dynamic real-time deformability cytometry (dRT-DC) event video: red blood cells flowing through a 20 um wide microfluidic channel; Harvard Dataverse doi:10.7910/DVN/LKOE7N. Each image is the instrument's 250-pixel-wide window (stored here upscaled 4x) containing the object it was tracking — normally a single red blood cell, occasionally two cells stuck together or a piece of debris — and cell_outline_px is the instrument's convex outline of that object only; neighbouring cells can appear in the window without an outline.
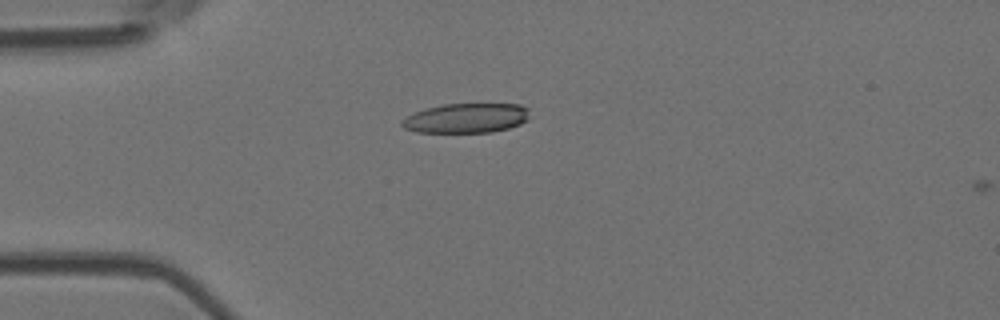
{"species": "Egyptian fruit bat (a non-hibernating species)", "species_latin": "Rousettus aegyptiacus", "temperature_condition": "room temperature", "stored_images_in_passage": 2, "camera_frame_rate_fps": 3000, "um_per_image_px": 0.085, "animal": {"sex": "female"}, "frame": {"image": 1, "passage_image": 2, "time_ms": 1.333, "image_size_px": [1000, 320], "cell_outline_px": [[528, 120], [520, 124], [508, 128], [492, 132], [416, 132], [404, 128], [400, 124], [400, 120], [416, 112], [428, 108], [444, 104], [520, 104], [528, 108]], "centroid_in_image_um": [39.64, 10.04], "position_along_channel_um": 45.4, "area_um2": 21.96}}